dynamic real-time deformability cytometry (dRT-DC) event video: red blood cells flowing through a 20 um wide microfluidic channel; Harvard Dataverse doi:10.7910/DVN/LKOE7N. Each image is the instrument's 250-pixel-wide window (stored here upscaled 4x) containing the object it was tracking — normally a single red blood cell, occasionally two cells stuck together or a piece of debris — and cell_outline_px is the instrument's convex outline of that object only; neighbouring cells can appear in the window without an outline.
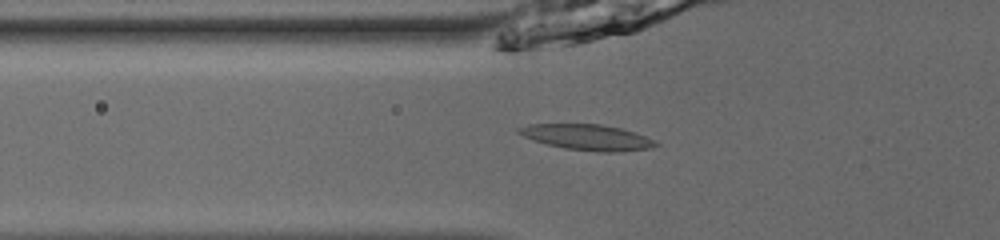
{"species": "common noctule bat (a hibernating species)", "species_latin": "Nyctalus noctula", "temperature_condition": "room temperature", "stored_images_in_passage": 7, "camera_frame_rate_fps": 3000, "um_per_image_px": 0.085, "animal": {"sex": "male", "body_mass_g": 13.0, "forearm_length_mm": 53.1}, "frame": {"image": 1, "passage_image": 2, "time_ms": 0.333, "image_size_px": [1000, 240], "cell_outline_px": [[660, 144], [652, 148], [616, 152], [600, 152], [564, 148], [548, 144], [524, 136], [516, 132], [516, 128], [528, 124], [600, 124], [620, 128], [636, 132]], "centroid_in_image_um": [49.92, 11.66], "position_along_channel_um": 75.9, "area_um2": 20.35}}